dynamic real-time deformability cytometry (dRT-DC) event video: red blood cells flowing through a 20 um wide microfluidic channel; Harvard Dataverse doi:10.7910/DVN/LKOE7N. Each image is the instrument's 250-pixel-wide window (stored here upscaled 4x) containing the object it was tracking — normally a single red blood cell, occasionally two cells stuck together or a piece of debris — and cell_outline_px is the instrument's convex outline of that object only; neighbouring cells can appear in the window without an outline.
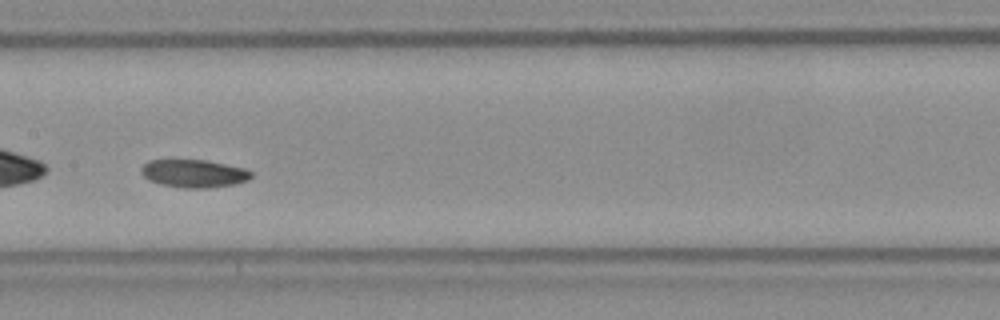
{"species": "Egyptian fruit bat (a non-hibernating species)", "species_latin": "Rousettus aegyptiacus", "temperature_condition": "room temperature", "stored_images_in_passage": 37, "camera_frame_rate_fps": 3000, "um_per_image_px": 0.085, "frame": {"image": 1, "passage_image": 11, "time_ms": 3.333, "image_size_px": [1000, 320], "cell_outline_px": [[252, 176], [248, 180], [236, 184], [208, 188], [184, 188], [160, 184], [148, 180], [140, 172], [140, 168], [148, 160], [204, 160], [244, 168], [252, 172]], "centroid_in_image_um": [16.46, 14.75], "position_along_channel_um": 190.9, "area_um2": 17.92}, "authors_computed_cell_mechanics": {"area_um2": 18.1492, "velocity_mm_per_s": 3.9005, "shape_relaxation_time_tau1_ms": 4.2453, "shape_relaxation_time_tau2_ms": null, "deformation_change_tau1": 0.0712, "deformation_change_tau2": null}}